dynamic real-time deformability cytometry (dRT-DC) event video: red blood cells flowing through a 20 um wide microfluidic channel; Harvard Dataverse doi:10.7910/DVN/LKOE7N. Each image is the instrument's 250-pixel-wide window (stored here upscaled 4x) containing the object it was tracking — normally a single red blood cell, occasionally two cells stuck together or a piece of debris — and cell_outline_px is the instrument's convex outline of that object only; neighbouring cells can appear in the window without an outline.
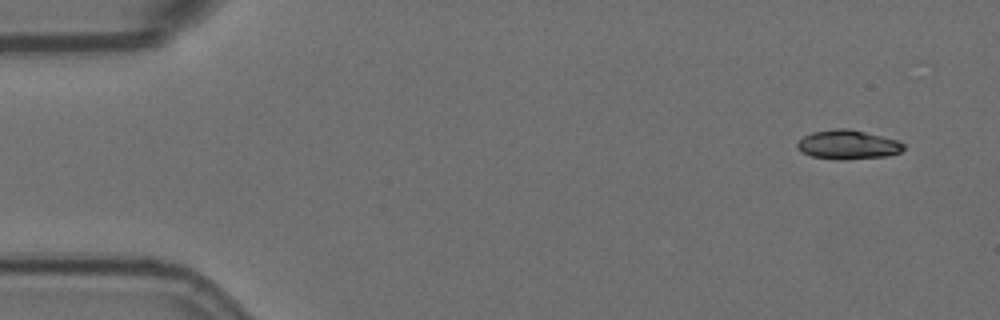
{"species": "Egyptian fruit bat (a non-hibernating species)", "species_latin": "Rousettus aegyptiacus", "temperature_condition": "room temperature", "stored_images_in_passage": 14, "camera_frame_rate_fps": 3000, "um_per_image_px": 0.085, "animal": {"sex": "female"}, "frame": {"image": 1, "passage_image": 1, "time_ms": 0.0, "image_size_px": [1000, 320], "cell_outline_px": [[904, 148], [900, 152], [888, 156], [844, 160], [836, 160], [812, 156], [800, 152], [796, 148], [796, 144], [804, 136], [812, 132], [836, 128], [848, 128], [896, 140], [904, 144]], "centroid_in_image_um": [72.03, 12.31], "position_along_channel_um": 13.0, "area_um2": 18.09}}
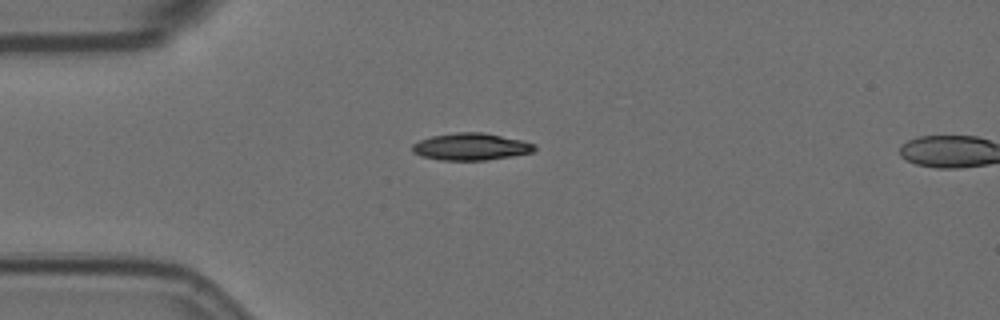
{"frame": {"image": 2, "passage_image": 12, "time_ms": 3.667, "image_size_px": [1000, 320], "cell_outline_px": [[536, 148], [532, 152], [512, 156], [484, 160], [440, 160], [420, 156], [412, 152], [412, 144], [420, 140], [432, 136], [456, 132], [480, 132], [524, 140], [536, 144]], "centroid_in_image_um": [40.02, 12.47], "position_along_channel_um": 45.0, "area_um2": 19.31}}